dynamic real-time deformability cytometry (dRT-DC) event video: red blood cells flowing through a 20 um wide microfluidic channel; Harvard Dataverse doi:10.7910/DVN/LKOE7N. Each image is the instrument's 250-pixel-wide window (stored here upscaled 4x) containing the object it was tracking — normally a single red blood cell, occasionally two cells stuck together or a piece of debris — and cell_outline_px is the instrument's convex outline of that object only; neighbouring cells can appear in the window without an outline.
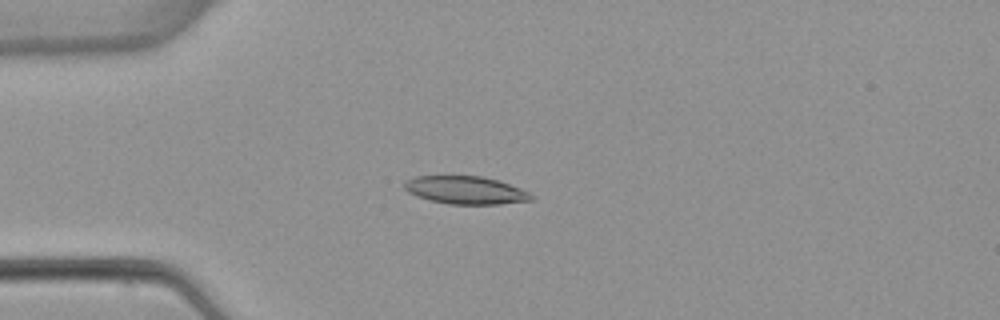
{"species": "common noctule bat (a hibernating species)", "species_latin": "Nyctalus noctula", "temperature_condition": "warm", "stored_images_in_passage": 6, "camera_frame_rate_fps": 3000, "um_per_image_px": 0.085, "animal": {"sex": "female", "body_mass_g": 22.7, "forearm_length_mm": 54.2}, "frame": {"image": 1, "passage_image": 4, "time_ms": 3.667, "image_size_px": [1000, 320], "cell_outline_px": [[532, 200], [500, 204], [448, 204], [428, 200], [416, 196], [408, 192], [404, 188], [404, 184], [408, 180], [416, 176], [480, 176], [496, 180], [520, 188], [528, 192], [532, 196]], "centroid_in_image_um": [39.54, 16.17], "position_along_channel_um": 45.5, "area_um2": 20.4}}
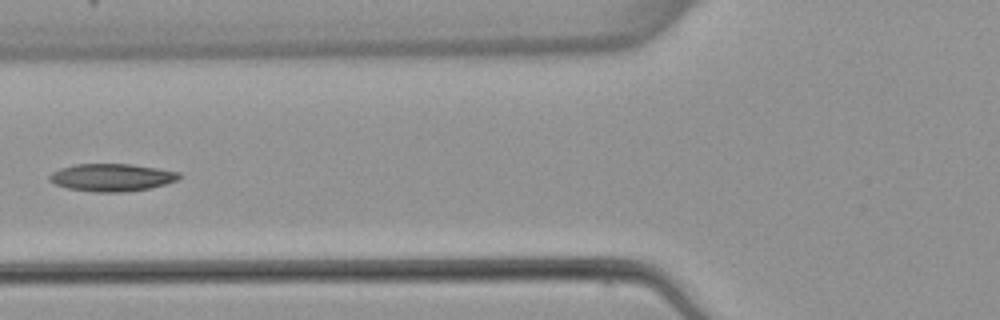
{"frame": {"image": 2, "passage_image": 6, "time_ms": 6.0, "image_size_px": [1000, 320], "cell_outline_px": [[180, 176], [176, 180], [164, 184], [148, 188], [124, 192], [96, 192], [68, 188], [56, 184], [48, 180], [48, 176], [52, 172], [60, 168], [76, 164], [132, 164], [180, 172]], "centroid_in_image_um": [9.46, 15.07], "position_along_channel_um": 116.3, "area_um2": 20.63}}